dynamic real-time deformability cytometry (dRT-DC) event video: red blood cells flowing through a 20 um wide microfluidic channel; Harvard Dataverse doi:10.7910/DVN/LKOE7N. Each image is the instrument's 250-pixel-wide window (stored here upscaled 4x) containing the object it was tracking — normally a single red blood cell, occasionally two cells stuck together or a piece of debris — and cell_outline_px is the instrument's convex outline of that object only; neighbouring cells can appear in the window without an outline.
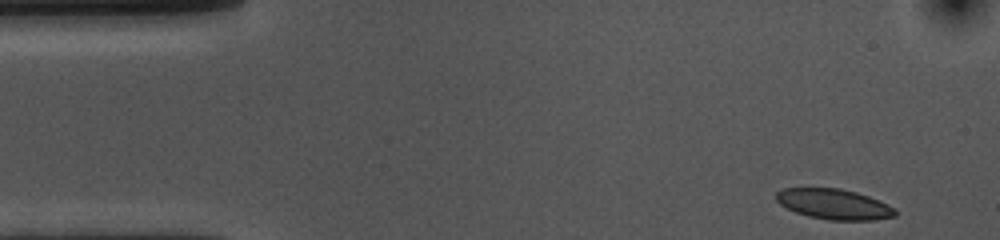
{"species": "common noctule bat (a hibernating species)", "species_latin": "Nyctalus noctula", "temperature_condition": "cold", "stored_images_in_passage": 42, "camera_frame_rate_fps": 3000, "um_per_image_px": 0.085, "animal": {"sex": "female", "body_mass_g": 10.0, "forearm_length_mm": 53.1}, "frame": {"image": 1, "passage_image": 1, "time_ms": 0.0, "image_size_px": [1000, 240], "cell_outline_px": [[896, 216], [872, 220], [828, 220], [808, 216], [796, 212], [780, 204], [776, 200], [776, 192], [784, 188], [840, 188], [856, 192], [868, 196], [888, 204], [896, 208]], "centroid_in_image_um": [70.9, 17.35], "position_along_channel_um": 14.1, "area_um2": 21.04}}
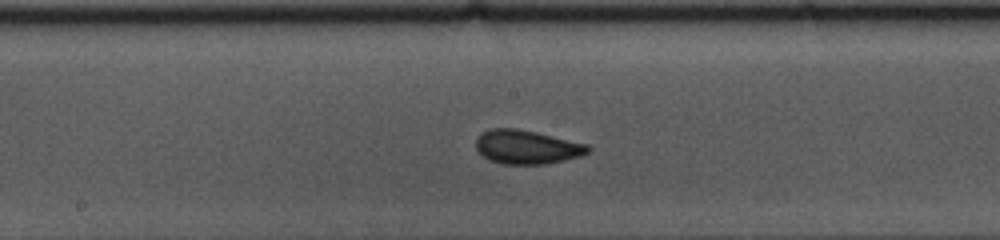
{"frame": {"image": 2, "passage_image": 24, "time_ms": 7.667, "image_size_px": [1000, 240], "cell_outline_px": [[592, 148], [588, 152], [580, 156], [564, 160], [544, 164], [504, 164], [492, 160], [484, 156], [476, 148], [476, 140], [484, 132], [492, 128], [516, 128], [536, 132], [588, 144]], "centroid_in_image_um": [44.82, 12.49], "position_along_channel_um": 203.4, "area_um2": 21.85}}
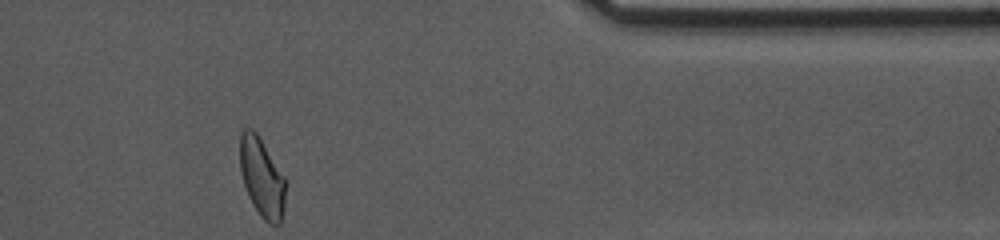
{"frame": {"image": 3, "passage_image": 42, "time_ms": 13.667, "image_size_px": [1000, 240], "cell_outline_px": [[284, 208], [280, 224], [268, 224], [260, 216], [252, 204], [248, 196], [240, 172], [240, 132], [244, 128], [252, 128], [256, 132], [284, 176]], "centroid_in_image_um": [22.23, 15.09], "position_along_channel_um": 389.2, "area_um2": 20.87}, "authors_computed_cell_mechanics": {"area_um2": 21.4727, "velocity_mm_per_s": 3.5701, "shape_relaxation_time_tau1_ms": 3.7647, "shape_relaxation_time_tau2_ms": 1.2463, "deformation_change_tau1": 0.1078, "deformation_change_tau2": 0.0624}}